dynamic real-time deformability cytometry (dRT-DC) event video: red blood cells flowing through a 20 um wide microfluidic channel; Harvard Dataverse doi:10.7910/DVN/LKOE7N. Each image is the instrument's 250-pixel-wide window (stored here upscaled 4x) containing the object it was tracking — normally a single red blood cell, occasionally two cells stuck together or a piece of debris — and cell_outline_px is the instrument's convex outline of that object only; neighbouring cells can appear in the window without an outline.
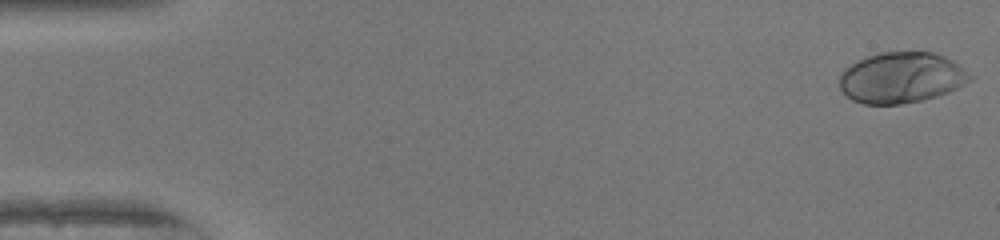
{"species": "human", "species_latin": "Homo sapiens", "temperature_condition": "warm", "stored_images_in_passage": 51, "camera_frame_rate_fps": 3000, "um_per_image_px": 0.085, "donor": {"sex": "female"}, "frame": {"image": 1, "passage_image": 1, "time_ms": 0.0, "image_size_px": [1000, 240], "cell_outline_px": [[972, 80], [948, 92], [924, 100], [900, 104], [864, 104], [852, 100], [840, 88], [840, 76], [844, 68], [856, 60], [876, 52], [932, 52], [944, 56], [952, 60], [964, 68], [972, 76]], "centroid_in_image_um": [76.6, 6.59], "position_along_channel_um": 8.4, "area_um2": 38.78}}
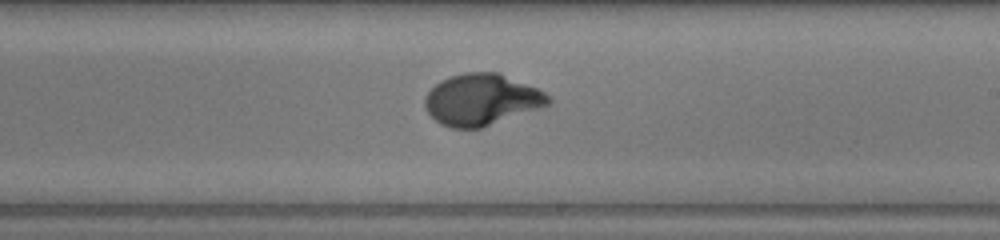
{"frame": {"image": 2, "passage_image": 30, "time_ms": 9.667, "image_size_px": [1000, 240], "cell_outline_px": [[552, 104], [480, 128], [452, 128], [440, 124], [424, 108], [424, 96], [440, 80], [464, 72], [500, 72], [536, 88], [552, 96]], "centroid_in_image_um": [40.94, 8.46], "position_along_channel_um": 248.1, "area_um2": 37.05}}
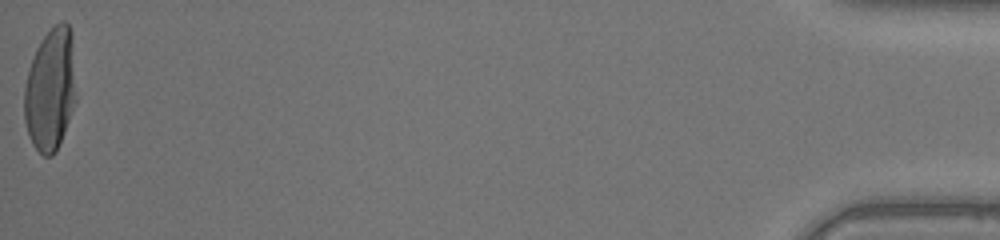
{"frame": {"image": 3, "passage_image": 51, "time_ms": 16.667, "image_size_px": [1000, 240], "cell_outline_px": [[76, 100], [64, 132], [56, 152], [52, 156], [44, 156], [32, 144], [24, 120], [24, 88], [28, 72], [36, 48], [44, 36], [56, 24], [64, 20], [68, 24], [72, 32]], "centroid_in_image_um": [4.29, 7.61], "position_along_channel_um": 430.9, "area_um2": 36.93}, "authors_computed_cell_mechanics": {"area_um2": 35.8938, "velocity_mm_per_s": 4.0813, "shape_relaxation_time_tau1_ms": 3.6745, "shape_relaxation_time_tau2_ms": null, "deformation_change_tau1": 0.2279, "deformation_change_tau2": null}}